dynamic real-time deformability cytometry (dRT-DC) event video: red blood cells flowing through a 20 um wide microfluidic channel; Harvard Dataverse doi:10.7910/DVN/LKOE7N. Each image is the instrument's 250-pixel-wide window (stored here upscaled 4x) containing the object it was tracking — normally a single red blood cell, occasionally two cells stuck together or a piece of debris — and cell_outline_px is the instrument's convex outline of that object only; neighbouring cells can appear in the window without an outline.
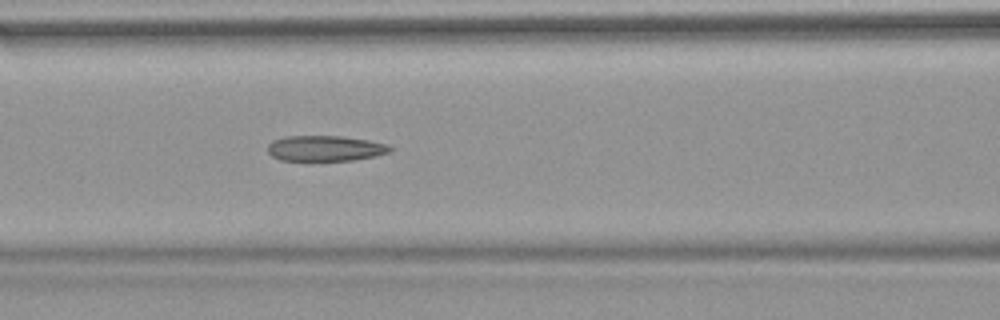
{"species": "common noctule bat (a hibernating species)", "species_latin": "Nyctalus noctula", "temperature_condition": "warm", "stored_images_in_passage": 53, "camera_frame_rate_fps": 3000, "um_per_image_px": 0.085, "animal": {"sex": "female", "body_mass_g": 18.4}, "frame": {"image": 1, "passage_image": 23, "time_ms": 7.333, "image_size_px": [1000, 320], "cell_outline_px": [[392, 148], [388, 152], [376, 156], [352, 160], [280, 160], [272, 156], [268, 152], [268, 144], [272, 140], [284, 136], [340, 136], [368, 140], [388, 144]], "centroid_in_image_um": [27.62, 12.6], "position_along_channel_um": 139.0, "area_um2": 18.15}, "authors_computed_cell_mechanics": {"area_um2": 19.3052, "velocity_mm_per_s": 3.8423, "shape_relaxation_time_tau1_ms": null, "shape_relaxation_time_tau2_ms": 4.1275, "deformation_change_tau1": null, "deformation_change_tau2": 0.1553}}